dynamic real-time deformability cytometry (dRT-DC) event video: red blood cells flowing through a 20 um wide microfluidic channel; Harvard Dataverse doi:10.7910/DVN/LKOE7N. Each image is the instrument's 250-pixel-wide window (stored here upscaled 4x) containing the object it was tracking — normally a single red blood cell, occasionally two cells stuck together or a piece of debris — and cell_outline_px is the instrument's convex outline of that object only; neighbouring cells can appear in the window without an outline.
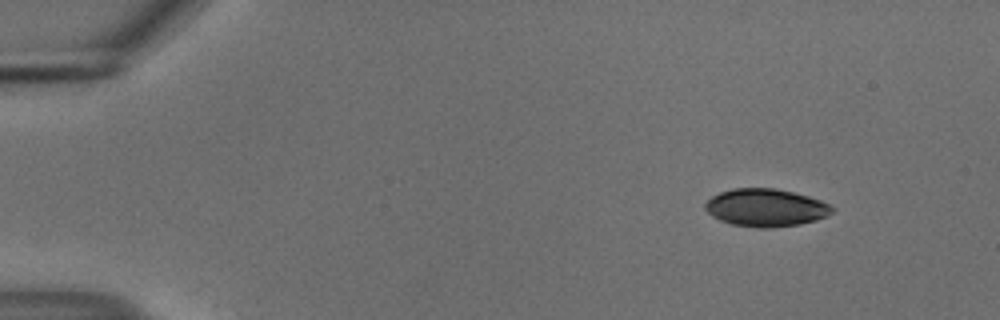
{"species": "common noctule bat (a hibernating species)", "species_latin": "Nyctalus noctula", "temperature_condition": "cold", "stored_images_in_passage": 50, "camera_frame_rate_fps": 3000, "um_per_image_px": 0.085, "animal": {"sex": "male", "body_mass_g": 18.8}, "frame": {"image": 1, "passage_image": 1, "time_ms": 0.0, "image_size_px": [1000, 320], "cell_outline_px": [[836, 208], [832, 212], [816, 220], [800, 224], [772, 228], [756, 228], [732, 224], [720, 220], [712, 216], [704, 208], [704, 204], [712, 196], [720, 192], [732, 188], [776, 188], [808, 196], [820, 200]], "centroid_in_image_um": [65.07, 17.65], "position_along_channel_um": 19.9, "area_um2": 27.92}}
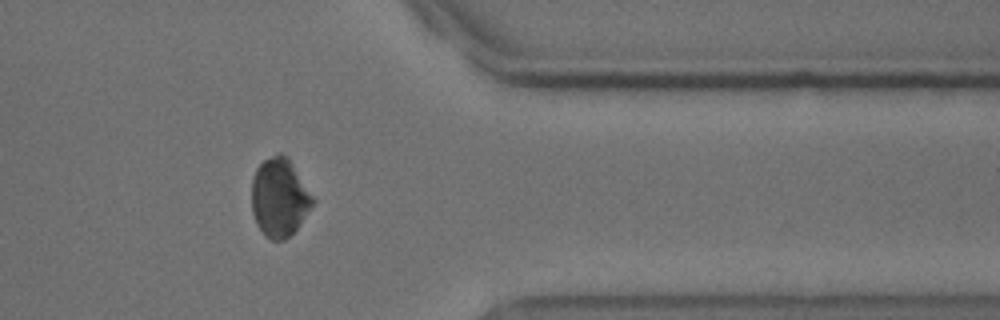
{"frame": {"image": 2, "passage_image": 40, "time_ms": 13.0, "image_size_px": [1000, 320], "cell_outline_px": [[316, 200], [296, 228], [284, 240], [272, 240], [264, 236], [256, 224], [252, 212], [252, 180], [256, 168], [264, 160], [280, 152], [288, 156]], "centroid_in_image_um": [23.74, 16.77], "position_along_channel_um": 387.7, "area_um2": 27.92}}
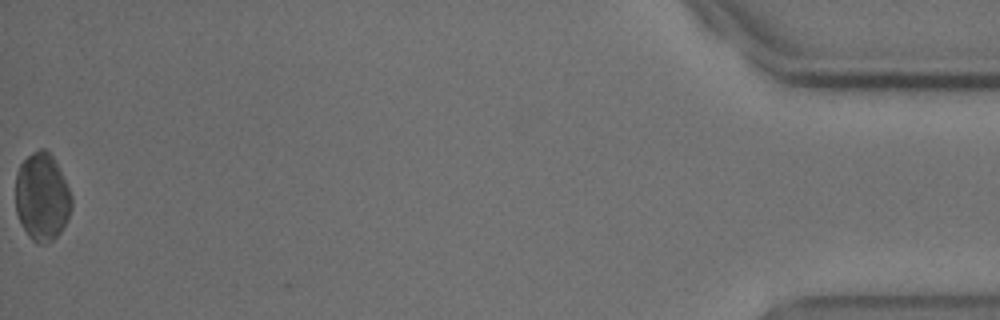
{"frame": {"image": 3, "passage_image": 50, "time_ms": 16.333, "image_size_px": [1000, 320], "cell_outline_px": [[72, 208], [60, 232], [52, 240], [44, 244], [36, 244], [28, 236], [20, 224], [16, 212], [16, 172], [20, 164], [32, 152], [40, 148], [44, 148], [52, 156], [72, 196]], "centroid_in_image_um": [3.54, 16.76], "position_along_channel_um": 431.7, "area_um2": 28.55}}